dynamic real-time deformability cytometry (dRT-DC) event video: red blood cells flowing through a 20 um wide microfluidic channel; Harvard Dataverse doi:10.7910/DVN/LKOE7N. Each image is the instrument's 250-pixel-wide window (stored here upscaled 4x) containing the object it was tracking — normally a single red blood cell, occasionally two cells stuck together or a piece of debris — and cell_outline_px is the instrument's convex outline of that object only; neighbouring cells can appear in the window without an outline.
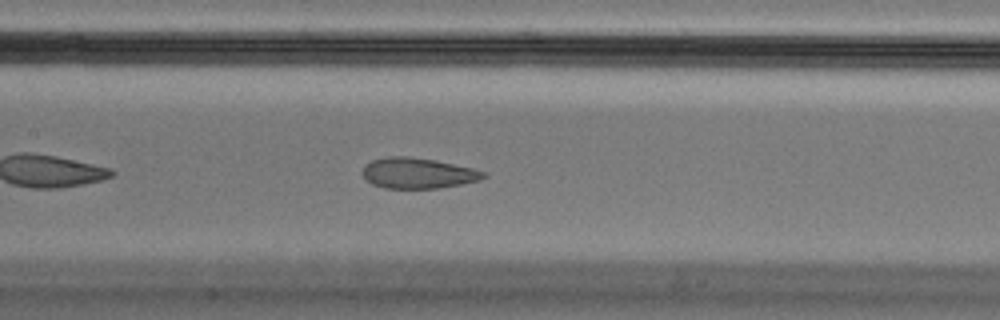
{"species": "Egyptian fruit bat (a non-hibernating species)", "species_latin": "Rousettus aegyptiacus", "temperature_condition": "cold", "stored_images_in_passage": 41, "camera_frame_rate_fps": 3000, "um_per_image_px": 0.085, "animal": {"sex": "male"}, "frame": {"image": 1, "passage_image": 12, "time_ms": 3.667, "image_size_px": [1000, 320], "cell_outline_px": [[488, 176], [480, 180], [460, 184], [436, 188], [384, 188], [372, 184], [360, 172], [364, 164], [372, 160], [388, 156], [408, 156], [436, 160], [472, 168], [488, 172]], "centroid_in_image_um": [35.51, 14.71], "position_along_channel_um": 171.9, "area_um2": 21.73}}
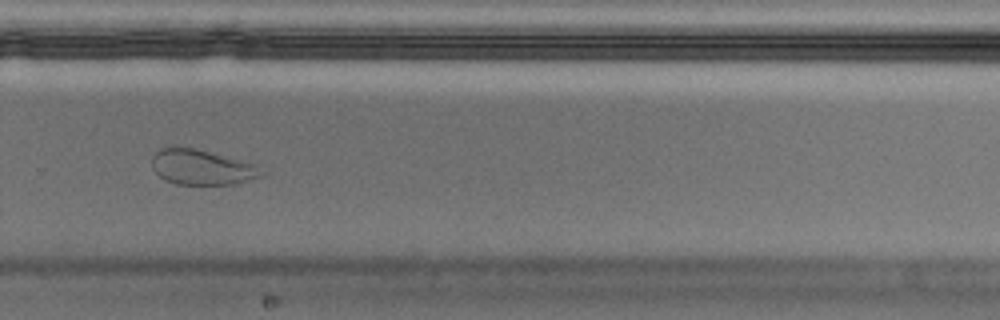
{"frame": {"image": 2, "passage_image": 24, "time_ms": 7.667, "image_size_px": [1000, 320], "cell_outline_px": [[268, 172], [264, 176], [236, 184], [176, 184], [164, 180], [152, 168], [152, 156], [160, 148], [196, 148], [260, 164]], "centroid_in_image_um": [17.28, 14.22], "position_along_channel_um": 312.5, "area_um2": 22.95}}